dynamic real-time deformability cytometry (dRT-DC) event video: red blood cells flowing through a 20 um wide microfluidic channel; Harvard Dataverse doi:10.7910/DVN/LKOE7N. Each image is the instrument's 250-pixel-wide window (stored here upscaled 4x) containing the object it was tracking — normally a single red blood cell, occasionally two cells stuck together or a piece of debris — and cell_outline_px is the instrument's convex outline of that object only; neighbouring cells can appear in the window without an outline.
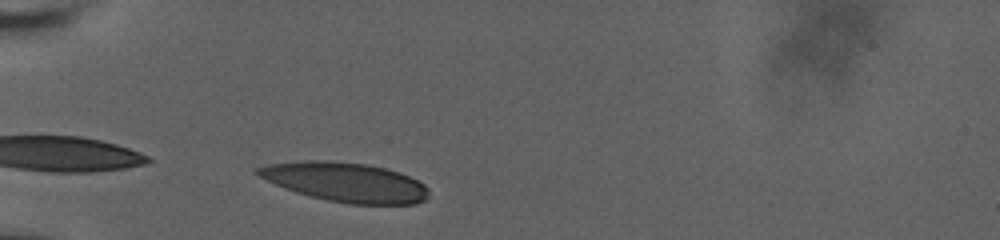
{"species": "human", "species_latin": "Homo sapiens", "temperature_condition": "room temperature", "stored_images_in_passage": 6, "camera_frame_rate_fps": 3000, "um_per_image_px": 0.085, "donor": {"sex": "male"}, "frame": {"image": 1, "passage_image": 1, "time_ms": 0.0, "image_size_px": [1000, 240], "cell_outline_px": [[428, 196], [424, 200], [416, 204], [348, 204], [328, 200], [296, 192], [256, 176], [252, 172], [256, 168], [268, 164], [300, 160], [328, 160], [368, 164], [400, 172], [424, 184], [428, 188]], "centroid_in_image_um": [29.33, 15.47], "position_along_channel_um": 55.7, "area_um2": 39.3}}
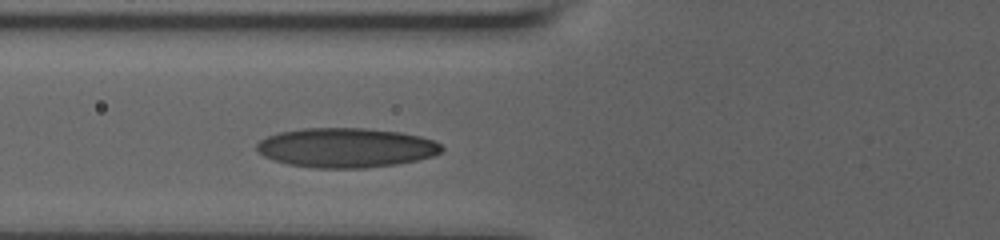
{"frame": {"image": 2, "passage_image": 6, "time_ms": 1.667, "image_size_px": [1000, 240], "cell_outline_px": [[444, 148], [440, 152], [432, 156], [416, 160], [396, 164], [364, 168], [316, 168], [288, 164], [272, 160], [256, 152], [256, 144], [260, 140], [268, 136], [280, 132], [304, 128], [364, 128], [400, 132], [420, 136], [432, 140], [440, 144]], "centroid_in_image_um": [29.38, 12.56], "position_along_channel_um": 96.4, "area_um2": 42.6}}